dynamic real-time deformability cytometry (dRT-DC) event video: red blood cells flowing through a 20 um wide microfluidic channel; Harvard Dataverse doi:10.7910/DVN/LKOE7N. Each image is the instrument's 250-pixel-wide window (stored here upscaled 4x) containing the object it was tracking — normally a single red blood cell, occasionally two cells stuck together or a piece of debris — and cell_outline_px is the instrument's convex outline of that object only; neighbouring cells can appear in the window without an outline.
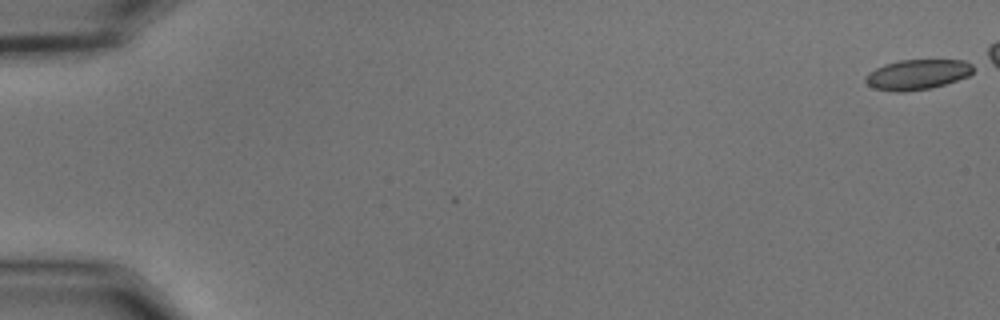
{"species": "common noctule bat (a hibernating species)", "species_latin": "Nyctalus noctula", "temperature_condition": "cold", "stored_images_in_passage": 2, "camera_frame_rate_fps": 3000, "um_per_image_px": 0.085, "animal": {"sex": "male", "body_mass_g": 15.6}, "frame": {"image": 1, "passage_image": 2, "time_ms": 0.333, "image_size_px": [1000, 320], "cell_outline_px": [[972, 72], [968, 76], [932, 88], [904, 92], [892, 92], [872, 88], [864, 80], [864, 76], [868, 72], [884, 64], [900, 60], [964, 60], [972, 64]], "centroid_in_image_um": [77.92, 6.34], "position_along_channel_um": 7.1, "area_um2": 19.02}}